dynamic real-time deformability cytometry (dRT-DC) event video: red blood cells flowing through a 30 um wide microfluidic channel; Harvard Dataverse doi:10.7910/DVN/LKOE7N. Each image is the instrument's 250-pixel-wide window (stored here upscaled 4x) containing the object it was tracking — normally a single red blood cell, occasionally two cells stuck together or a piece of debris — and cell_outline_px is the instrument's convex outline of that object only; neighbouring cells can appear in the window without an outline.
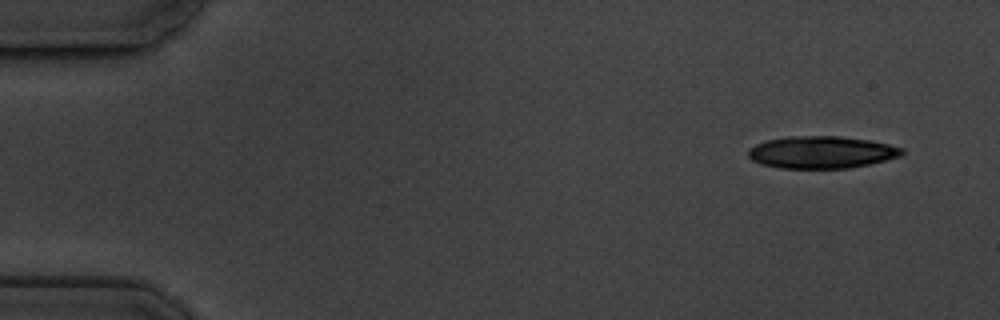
{"species": "common noctule bat (a hibernating species)", "species_latin": "Nyctalus noctula", "temperature_condition": "cold", "stored_images_in_passage": 9, "camera_frame_rate_fps": 3000, "um_per_image_px": 0.085, "animal": {"sex": "male", "body_mass_g": 19.5, "forearm_length_mm": 54.6}, "frame": {"image": 1, "passage_image": 1, "time_ms": 0.0, "image_size_px": [1000, 320], "cell_outline_px": [[904, 152], [900, 156], [868, 164], [848, 168], [780, 168], [760, 164], [752, 160], [748, 156], [748, 148], [764, 140], [788, 136], [840, 136], [868, 140], [888, 144], [904, 148]], "centroid_in_image_um": [69.78, 12.93], "position_along_channel_um": 15.2, "area_um2": 28.9}}